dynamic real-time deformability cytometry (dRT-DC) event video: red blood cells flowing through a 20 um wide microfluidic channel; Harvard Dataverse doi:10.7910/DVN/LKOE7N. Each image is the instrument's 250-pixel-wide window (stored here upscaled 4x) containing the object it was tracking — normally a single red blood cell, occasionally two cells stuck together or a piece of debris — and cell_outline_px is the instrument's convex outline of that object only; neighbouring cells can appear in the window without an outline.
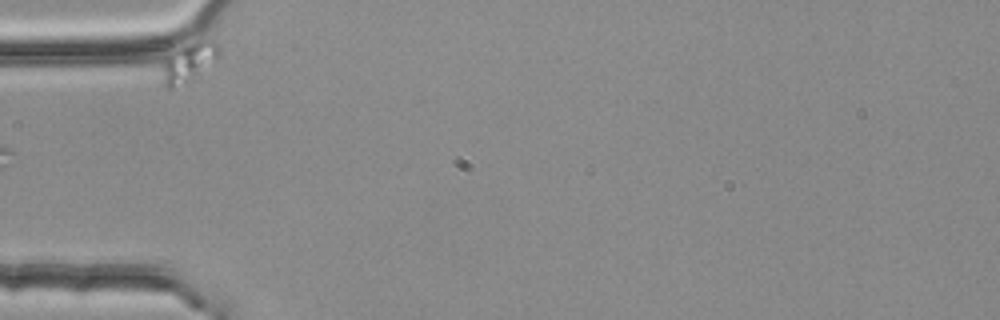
{"species": "common noctule bat (a hibernating species)", "species_latin": "Nyctalus noctula", "temperature_condition": "room temperature", "stored_images_in_passage": 4, "camera_frame_rate_fps": 3000, "um_per_image_px": 0.085, "animal": {"sex": "female", "body_mass_g": 25.1}, "frame": {"image": 1, "passage_image": 3, "time_ms": 0.667, "image_size_px": [1000, 320], "cell_outline_px": [[220, 56], [196, 80], [172, 88], [168, 88], [164, 84], [160, 64], [168, 40], [212, 40], [220, 48]], "centroid_in_image_um": [15.91, 5.16], "position_along_channel_um": 69.1, "area_um2": 15.26}}